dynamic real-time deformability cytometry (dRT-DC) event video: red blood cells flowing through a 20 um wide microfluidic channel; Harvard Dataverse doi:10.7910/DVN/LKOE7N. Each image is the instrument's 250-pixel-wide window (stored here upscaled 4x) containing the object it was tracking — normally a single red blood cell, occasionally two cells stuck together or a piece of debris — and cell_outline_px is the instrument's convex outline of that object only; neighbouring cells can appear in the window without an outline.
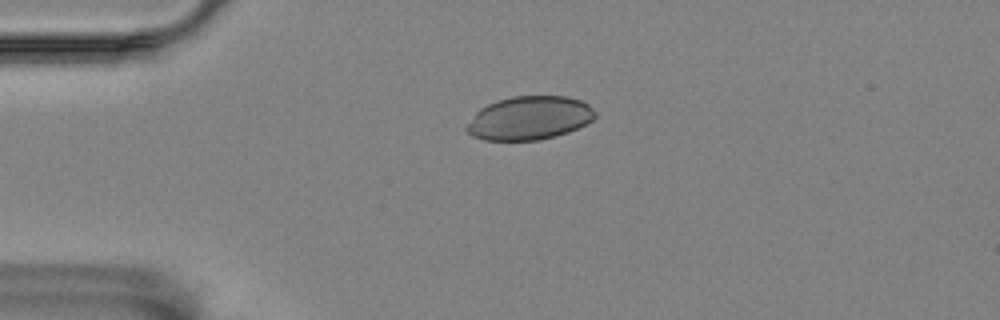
{"species": "Egyptian fruit bat (a non-hibernating species)", "species_latin": "Rousettus aegyptiacus", "temperature_condition": "room temperature", "stored_images_in_passage": 45, "camera_frame_rate_fps": 3000, "um_per_image_px": 0.085, "animal": {"sex": "female"}, "frame": {"image": 1, "passage_image": 2, "time_ms": 0.333, "image_size_px": [1000, 320], "cell_outline_px": [[596, 116], [592, 120], [568, 132], [556, 136], [540, 140], [484, 140], [472, 136], [464, 128], [476, 112], [480, 108], [496, 100], [512, 96], [568, 96], [580, 100], [588, 104], [596, 112]], "centroid_in_image_um": [44.98, 10.03], "position_along_channel_um": 40.0, "area_um2": 32.66}}
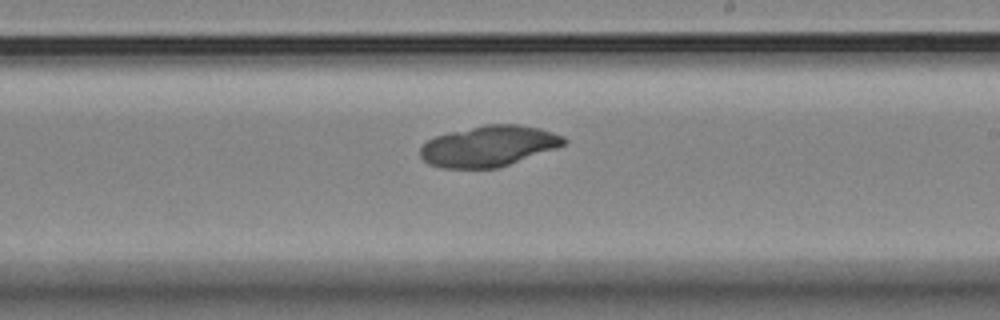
{"frame": {"image": 2, "passage_image": 22, "time_ms": 7.0, "image_size_px": [1000, 320], "cell_outline_px": [[568, 140], [564, 144], [556, 148], [496, 168], [444, 168], [428, 164], [420, 156], [420, 148], [428, 140], [436, 136], [448, 132], [484, 124], [516, 124], [540, 128], [564, 136]], "centroid_in_image_um": [41.52, 12.41], "position_along_channel_um": 247.5, "area_um2": 33.99}}
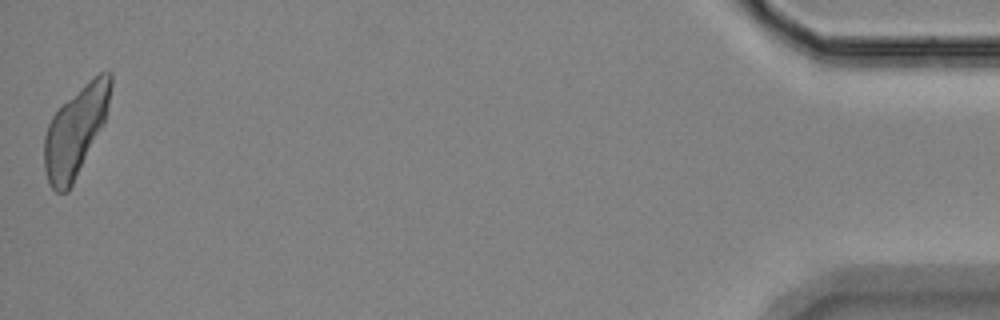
{"frame": {"image": 3, "passage_image": 45, "time_ms": 14.667, "image_size_px": [1000, 320], "cell_outline_px": [[112, 88], [104, 124], [68, 192], [56, 192], [48, 184], [44, 168], [44, 136], [48, 124], [52, 116], [92, 76], [100, 72], [112, 72]], "centroid_in_image_um": [6.43, 11.15], "position_along_channel_um": 428.8, "area_um2": 34.33}}